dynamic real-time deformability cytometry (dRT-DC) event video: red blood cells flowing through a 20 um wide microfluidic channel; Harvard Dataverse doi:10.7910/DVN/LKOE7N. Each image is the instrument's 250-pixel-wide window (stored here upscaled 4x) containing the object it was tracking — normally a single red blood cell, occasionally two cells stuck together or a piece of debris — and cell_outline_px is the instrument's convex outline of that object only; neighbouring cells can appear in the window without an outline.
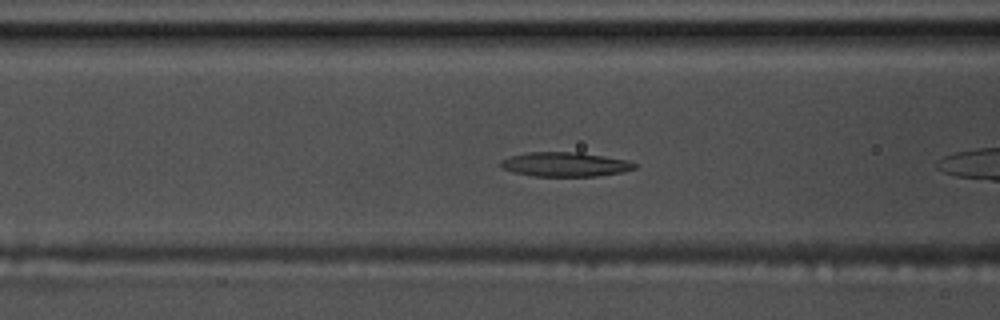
{"species": "common noctule bat (a hibernating species)", "species_latin": "Nyctalus noctula", "temperature_condition": "warm", "stored_images_in_passage": 40, "camera_frame_rate_fps": 3000, "um_per_image_px": 0.085, "animal": {"sex": "male", "body_mass_g": 17.5, "forearm_length_mm": 52.3}, "frame": {"image": 1, "passage_image": 6, "time_ms": 1.667, "image_size_px": [1000, 320], "cell_outline_px": [[640, 164], [636, 168], [620, 172], [596, 176], [532, 176], [512, 172], [496, 164], [500, 160], [512, 156], [528, 152], [580, 152], [628, 160]], "centroid_in_image_um": [48.03, 13.97], "position_along_channel_um": 118.6, "area_um2": 19.13}}
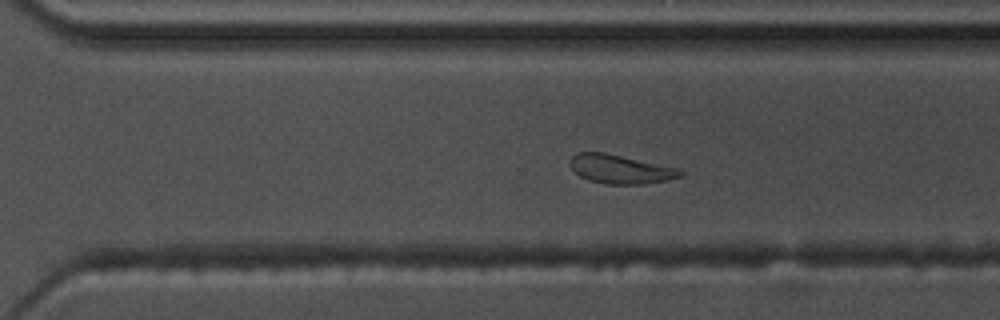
{"frame": {"image": 2, "passage_image": 23, "time_ms": 7.333, "image_size_px": [1000, 320], "cell_outline_px": [[684, 172], [680, 176], [668, 180], [644, 184], [608, 184], [588, 180], [580, 176], [568, 164], [568, 160], [576, 152], [604, 152], [680, 168]], "centroid_in_image_um": [52.72, 14.37], "position_along_channel_um": 317.9, "area_um2": 18.67}}
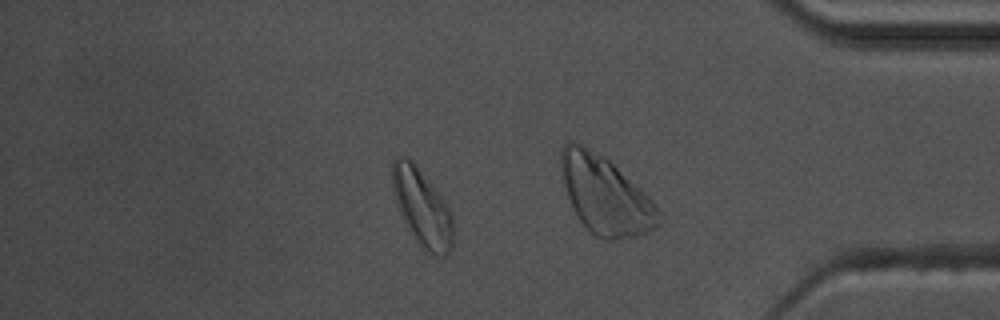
{"frame": {"image": 3, "passage_image": 33, "time_ms": 10.667, "image_size_px": [1000, 320], "cell_outline_px": [[452, 248], [448, 256], [440, 256], [424, 252], [416, 240], [404, 220], [400, 212], [392, 188], [392, 160], [396, 156], [404, 156], [412, 160], [416, 164], [444, 200], [452, 216]], "centroid_in_image_um": [35.87, 17.64], "position_along_channel_um": 399.3, "area_um2": 27.17}, "authors_computed_cell_mechanics": {"area_um2": 19.2185, "velocity_mm_per_s": 3.5295, "shape_relaxation_time_tau1_ms": 5.182, "shape_relaxation_time_tau2_ms": 4.0818, "deformation_change_tau1": 0.1275, "deformation_change_tau2": 0.0907}}